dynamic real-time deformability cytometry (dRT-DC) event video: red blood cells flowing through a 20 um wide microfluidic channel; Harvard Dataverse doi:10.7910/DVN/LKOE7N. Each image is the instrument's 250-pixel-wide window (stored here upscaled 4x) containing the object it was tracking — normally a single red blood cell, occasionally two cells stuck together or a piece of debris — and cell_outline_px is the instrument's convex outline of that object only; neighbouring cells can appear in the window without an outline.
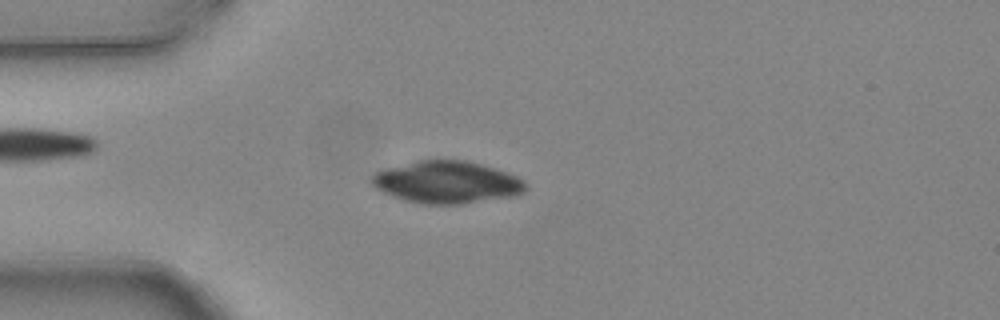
{"species": "common noctule bat (a hibernating species)", "species_latin": "Nyctalus noctula", "temperature_condition": "warm", "stored_images_in_passage": 4, "camera_frame_rate_fps": 3000, "um_per_image_px": 0.085, "animal": {"sex": "female", "body_mass_g": 24.6, "forearm_length_mm": 56.2}, "frame": {"image": 1, "passage_image": 3, "time_ms": 0.667, "image_size_px": [1000, 320], "cell_outline_px": [[528, 188], [524, 192], [516, 196], [460, 204], [424, 204], [404, 200], [392, 196], [376, 188], [372, 184], [372, 176], [376, 172], [388, 168], [416, 160], [468, 160], [496, 168], [508, 172], [524, 180], [528, 184]], "centroid_in_image_um": [38.05, 15.49], "position_along_channel_um": 47.0, "area_um2": 38.03}}